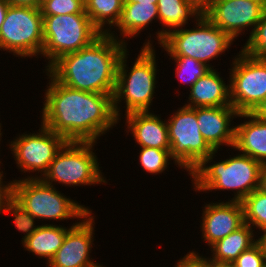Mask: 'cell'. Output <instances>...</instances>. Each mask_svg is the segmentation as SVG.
I'll return each mask as SVG.
<instances>
[{
    "label": "cell",
    "mask_w": 266,
    "mask_h": 267,
    "mask_svg": "<svg viewBox=\"0 0 266 267\" xmlns=\"http://www.w3.org/2000/svg\"><path fill=\"white\" fill-rule=\"evenodd\" d=\"M197 10L204 14L216 0H188Z\"/></svg>",
    "instance_id": "cell-34"
},
{
    "label": "cell",
    "mask_w": 266,
    "mask_h": 267,
    "mask_svg": "<svg viewBox=\"0 0 266 267\" xmlns=\"http://www.w3.org/2000/svg\"><path fill=\"white\" fill-rule=\"evenodd\" d=\"M1 170V167H0ZM3 171H0V214L7 207V204L14 198V183L15 180L6 183L3 181ZM6 184H4V183Z\"/></svg>",
    "instance_id": "cell-33"
},
{
    "label": "cell",
    "mask_w": 266,
    "mask_h": 267,
    "mask_svg": "<svg viewBox=\"0 0 266 267\" xmlns=\"http://www.w3.org/2000/svg\"><path fill=\"white\" fill-rule=\"evenodd\" d=\"M131 68L127 65L129 51L126 48L120 56L116 88L113 95V109L117 119L121 120V102L124 101L125 114L133 112L151 111L157 83V64L154 46L150 39H146ZM128 68L130 70H128ZM130 71V72H128ZM120 103V104H119ZM120 105V106H119Z\"/></svg>",
    "instance_id": "cell-3"
},
{
    "label": "cell",
    "mask_w": 266,
    "mask_h": 267,
    "mask_svg": "<svg viewBox=\"0 0 266 267\" xmlns=\"http://www.w3.org/2000/svg\"><path fill=\"white\" fill-rule=\"evenodd\" d=\"M217 151L207 156L190 172L195 191H233L231 201L241 202L259 188L262 164L250 156L238 154L220 162L213 161ZM214 163H211V162ZM207 164V165H206ZM209 164V165H208ZM212 164V165H210Z\"/></svg>",
    "instance_id": "cell-4"
},
{
    "label": "cell",
    "mask_w": 266,
    "mask_h": 267,
    "mask_svg": "<svg viewBox=\"0 0 266 267\" xmlns=\"http://www.w3.org/2000/svg\"><path fill=\"white\" fill-rule=\"evenodd\" d=\"M251 114L266 122V98L251 112Z\"/></svg>",
    "instance_id": "cell-36"
},
{
    "label": "cell",
    "mask_w": 266,
    "mask_h": 267,
    "mask_svg": "<svg viewBox=\"0 0 266 267\" xmlns=\"http://www.w3.org/2000/svg\"><path fill=\"white\" fill-rule=\"evenodd\" d=\"M79 222L73 223L68 228L62 225L42 224L25 241L22 242L26 251L39 258L47 259L48 263L53 259L58 249L62 246L66 233Z\"/></svg>",
    "instance_id": "cell-21"
},
{
    "label": "cell",
    "mask_w": 266,
    "mask_h": 267,
    "mask_svg": "<svg viewBox=\"0 0 266 267\" xmlns=\"http://www.w3.org/2000/svg\"><path fill=\"white\" fill-rule=\"evenodd\" d=\"M241 203L245 223L259 231H266V193L255 189Z\"/></svg>",
    "instance_id": "cell-25"
},
{
    "label": "cell",
    "mask_w": 266,
    "mask_h": 267,
    "mask_svg": "<svg viewBox=\"0 0 266 267\" xmlns=\"http://www.w3.org/2000/svg\"><path fill=\"white\" fill-rule=\"evenodd\" d=\"M155 19L159 21L157 4L124 2L120 18L113 27L120 31L119 36H121L118 37V35H114L113 32L115 31H109L107 34L111 38H116L118 41L126 43V40H123V38L127 39L128 37L130 39L131 37L134 38L138 36V34H140L144 28L146 29L149 27L148 25L153 23ZM121 37L123 38L121 39Z\"/></svg>",
    "instance_id": "cell-20"
},
{
    "label": "cell",
    "mask_w": 266,
    "mask_h": 267,
    "mask_svg": "<svg viewBox=\"0 0 266 267\" xmlns=\"http://www.w3.org/2000/svg\"><path fill=\"white\" fill-rule=\"evenodd\" d=\"M9 5L10 4L7 0H0V29H1V25L3 24L5 20Z\"/></svg>",
    "instance_id": "cell-37"
},
{
    "label": "cell",
    "mask_w": 266,
    "mask_h": 267,
    "mask_svg": "<svg viewBox=\"0 0 266 267\" xmlns=\"http://www.w3.org/2000/svg\"><path fill=\"white\" fill-rule=\"evenodd\" d=\"M95 145L96 142L67 141L40 179L52 186L56 182L69 187L106 184L98 158L93 152Z\"/></svg>",
    "instance_id": "cell-7"
},
{
    "label": "cell",
    "mask_w": 266,
    "mask_h": 267,
    "mask_svg": "<svg viewBox=\"0 0 266 267\" xmlns=\"http://www.w3.org/2000/svg\"><path fill=\"white\" fill-rule=\"evenodd\" d=\"M44 1H46V0H39V3L41 4V3L44 2Z\"/></svg>",
    "instance_id": "cell-43"
},
{
    "label": "cell",
    "mask_w": 266,
    "mask_h": 267,
    "mask_svg": "<svg viewBox=\"0 0 266 267\" xmlns=\"http://www.w3.org/2000/svg\"><path fill=\"white\" fill-rule=\"evenodd\" d=\"M265 8L263 0H216L204 15L235 41L247 27L252 33Z\"/></svg>",
    "instance_id": "cell-13"
},
{
    "label": "cell",
    "mask_w": 266,
    "mask_h": 267,
    "mask_svg": "<svg viewBox=\"0 0 266 267\" xmlns=\"http://www.w3.org/2000/svg\"><path fill=\"white\" fill-rule=\"evenodd\" d=\"M209 267H234L232 263H219L209 260Z\"/></svg>",
    "instance_id": "cell-40"
},
{
    "label": "cell",
    "mask_w": 266,
    "mask_h": 267,
    "mask_svg": "<svg viewBox=\"0 0 266 267\" xmlns=\"http://www.w3.org/2000/svg\"><path fill=\"white\" fill-rule=\"evenodd\" d=\"M11 213L14 215V225L20 232H24V236L21 242L25 241L34 231H36L39 225H35V217H33L26 209L13 198L4 209L3 213Z\"/></svg>",
    "instance_id": "cell-29"
},
{
    "label": "cell",
    "mask_w": 266,
    "mask_h": 267,
    "mask_svg": "<svg viewBox=\"0 0 266 267\" xmlns=\"http://www.w3.org/2000/svg\"><path fill=\"white\" fill-rule=\"evenodd\" d=\"M194 22L195 28L182 27L170 31L159 47H162L169 56H188L213 69L214 66L209 62L230 49L234 40L204 14Z\"/></svg>",
    "instance_id": "cell-5"
},
{
    "label": "cell",
    "mask_w": 266,
    "mask_h": 267,
    "mask_svg": "<svg viewBox=\"0 0 266 267\" xmlns=\"http://www.w3.org/2000/svg\"><path fill=\"white\" fill-rule=\"evenodd\" d=\"M189 89L188 104L185 103L184 106L191 108L232 106L229 83L226 85L223 77L214 68L200 77Z\"/></svg>",
    "instance_id": "cell-19"
},
{
    "label": "cell",
    "mask_w": 266,
    "mask_h": 267,
    "mask_svg": "<svg viewBox=\"0 0 266 267\" xmlns=\"http://www.w3.org/2000/svg\"><path fill=\"white\" fill-rule=\"evenodd\" d=\"M263 235L259 236L258 239L256 238V243L260 246L261 251L266 259V231H263Z\"/></svg>",
    "instance_id": "cell-39"
},
{
    "label": "cell",
    "mask_w": 266,
    "mask_h": 267,
    "mask_svg": "<svg viewBox=\"0 0 266 267\" xmlns=\"http://www.w3.org/2000/svg\"><path fill=\"white\" fill-rule=\"evenodd\" d=\"M266 262L260 246L255 243L243 251L233 262L234 267H264Z\"/></svg>",
    "instance_id": "cell-31"
},
{
    "label": "cell",
    "mask_w": 266,
    "mask_h": 267,
    "mask_svg": "<svg viewBox=\"0 0 266 267\" xmlns=\"http://www.w3.org/2000/svg\"><path fill=\"white\" fill-rule=\"evenodd\" d=\"M167 120L173 163L188 174L215 152L203 138L196 118V108L184 106Z\"/></svg>",
    "instance_id": "cell-10"
},
{
    "label": "cell",
    "mask_w": 266,
    "mask_h": 267,
    "mask_svg": "<svg viewBox=\"0 0 266 267\" xmlns=\"http://www.w3.org/2000/svg\"><path fill=\"white\" fill-rule=\"evenodd\" d=\"M174 267H209V259L192 250L180 258Z\"/></svg>",
    "instance_id": "cell-32"
},
{
    "label": "cell",
    "mask_w": 266,
    "mask_h": 267,
    "mask_svg": "<svg viewBox=\"0 0 266 267\" xmlns=\"http://www.w3.org/2000/svg\"><path fill=\"white\" fill-rule=\"evenodd\" d=\"M127 45L104 33L89 46L61 56L47 71L72 89L114 94L118 62Z\"/></svg>",
    "instance_id": "cell-2"
},
{
    "label": "cell",
    "mask_w": 266,
    "mask_h": 267,
    "mask_svg": "<svg viewBox=\"0 0 266 267\" xmlns=\"http://www.w3.org/2000/svg\"><path fill=\"white\" fill-rule=\"evenodd\" d=\"M230 65L231 104L238 113H251L266 98V59L239 51Z\"/></svg>",
    "instance_id": "cell-11"
},
{
    "label": "cell",
    "mask_w": 266,
    "mask_h": 267,
    "mask_svg": "<svg viewBox=\"0 0 266 267\" xmlns=\"http://www.w3.org/2000/svg\"><path fill=\"white\" fill-rule=\"evenodd\" d=\"M241 51L249 57L266 59V8Z\"/></svg>",
    "instance_id": "cell-28"
},
{
    "label": "cell",
    "mask_w": 266,
    "mask_h": 267,
    "mask_svg": "<svg viewBox=\"0 0 266 267\" xmlns=\"http://www.w3.org/2000/svg\"><path fill=\"white\" fill-rule=\"evenodd\" d=\"M43 16L40 8L9 5L0 29V50L16 57H38L42 53Z\"/></svg>",
    "instance_id": "cell-9"
},
{
    "label": "cell",
    "mask_w": 266,
    "mask_h": 267,
    "mask_svg": "<svg viewBox=\"0 0 266 267\" xmlns=\"http://www.w3.org/2000/svg\"><path fill=\"white\" fill-rule=\"evenodd\" d=\"M253 231V228L245 223L236 231L211 245L209 248L212 256L208 259L219 263H232L243 251L256 243Z\"/></svg>",
    "instance_id": "cell-23"
},
{
    "label": "cell",
    "mask_w": 266,
    "mask_h": 267,
    "mask_svg": "<svg viewBox=\"0 0 266 267\" xmlns=\"http://www.w3.org/2000/svg\"><path fill=\"white\" fill-rule=\"evenodd\" d=\"M237 115L233 106L196 108L199 130L214 151L221 149L222 145L233 147L235 126L232 124L231 127V122Z\"/></svg>",
    "instance_id": "cell-16"
},
{
    "label": "cell",
    "mask_w": 266,
    "mask_h": 267,
    "mask_svg": "<svg viewBox=\"0 0 266 267\" xmlns=\"http://www.w3.org/2000/svg\"><path fill=\"white\" fill-rule=\"evenodd\" d=\"M12 6L40 8L39 0H7Z\"/></svg>",
    "instance_id": "cell-35"
},
{
    "label": "cell",
    "mask_w": 266,
    "mask_h": 267,
    "mask_svg": "<svg viewBox=\"0 0 266 267\" xmlns=\"http://www.w3.org/2000/svg\"><path fill=\"white\" fill-rule=\"evenodd\" d=\"M42 16L44 45L40 56L49 60L45 71L61 56L89 46L102 34L86 13Z\"/></svg>",
    "instance_id": "cell-6"
},
{
    "label": "cell",
    "mask_w": 266,
    "mask_h": 267,
    "mask_svg": "<svg viewBox=\"0 0 266 267\" xmlns=\"http://www.w3.org/2000/svg\"><path fill=\"white\" fill-rule=\"evenodd\" d=\"M266 193V164H264L260 171L259 188Z\"/></svg>",
    "instance_id": "cell-38"
},
{
    "label": "cell",
    "mask_w": 266,
    "mask_h": 267,
    "mask_svg": "<svg viewBox=\"0 0 266 267\" xmlns=\"http://www.w3.org/2000/svg\"><path fill=\"white\" fill-rule=\"evenodd\" d=\"M139 164L144 171L158 175L162 174L173 160L170 150H161L154 147H140ZM171 159V160H170Z\"/></svg>",
    "instance_id": "cell-27"
},
{
    "label": "cell",
    "mask_w": 266,
    "mask_h": 267,
    "mask_svg": "<svg viewBox=\"0 0 266 267\" xmlns=\"http://www.w3.org/2000/svg\"><path fill=\"white\" fill-rule=\"evenodd\" d=\"M157 7L159 22L163 27V30L161 28L155 32L158 44L170 31L182 28L188 24L190 18L197 20L202 15L188 0H158Z\"/></svg>",
    "instance_id": "cell-22"
},
{
    "label": "cell",
    "mask_w": 266,
    "mask_h": 267,
    "mask_svg": "<svg viewBox=\"0 0 266 267\" xmlns=\"http://www.w3.org/2000/svg\"><path fill=\"white\" fill-rule=\"evenodd\" d=\"M41 123L66 141L96 142L119 123L113 95L72 89L59 83L47 70Z\"/></svg>",
    "instance_id": "cell-1"
},
{
    "label": "cell",
    "mask_w": 266,
    "mask_h": 267,
    "mask_svg": "<svg viewBox=\"0 0 266 267\" xmlns=\"http://www.w3.org/2000/svg\"><path fill=\"white\" fill-rule=\"evenodd\" d=\"M203 208L200 231L209 247L245 224L241 202L219 200L205 204Z\"/></svg>",
    "instance_id": "cell-15"
},
{
    "label": "cell",
    "mask_w": 266,
    "mask_h": 267,
    "mask_svg": "<svg viewBox=\"0 0 266 267\" xmlns=\"http://www.w3.org/2000/svg\"><path fill=\"white\" fill-rule=\"evenodd\" d=\"M237 117L248 121L236 124L233 148L262 165L266 164V122L251 113H238Z\"/></svg>",
    "instance_id": "cell-18"
},
{
    "label": "cell",
    "mask_w": 266,
    "mask_h": 267,
    "mask_svg": "<svg viewBox=\"0 0 266 267\" xmlns=\"http://www.w3.org/2000/svg\"><path fill=\"white\" fill-rule=\"evenodd\" d=\"M95 220L92 211L73 226L48 267H102L90 258L94 242ZM92 259V260H91Z\"/></svg>",
    "instance_id": "cell-14"
},
{
    "label": "cell",
    "mask_w": 266,
    "mask_h": 267,
    "mask_svg": "<svg viewBox=\"0 0 266 267\" xmlns=\"http://www.w3.org/2000/svg\"><path fill=\"white\" fill-rule=\"evenodd\" d=\"M1 126H2V125H1V123H0V141L2 140V139H1V137H2V133H1L2 128H1ZM0 144H1V143H0ZM0 163H1V161H0ZM0 165H1V164H0Z\"/></svg>",
    "instance_id": "cell-42"
},
{
    "label": "cell",
    "mask_w": 266,
    "mask_h": 267,
    "mask_svg": "<svg viewBox=\"0 0 266 267\" xmlns=\"http://www.w3.org/2000/svg\"><path fill=\"white\" fill-rule=\"evenodd\" d=\"M158 0H126L125 2H137V3H153L157 4Z\"/></svg>",
    "instance_id": "cell-41"
},
{
    "label": "cell",
    "mask_w": 266,
    "mask_h": 267,
    "mask_svg": "<svg viewBox=\"0 0 266 267\" xmlns=\"http://www.w3.org/2000/svg\"><path fill=\"white\" fill-rule=\"evenodd\" d=\"M39 133L19 134L9 142L17 167L26 174L38 171L39 176H27L25 179H40L47 172L49 165L54 160L57 152L67 142L61 135L51 131L42 123Z\"/></svg>",
    "instance_id": "cell-12"
},
{
    "label": "cell",
    "mask_w": 266,
    "mask_h": 267,
    "mask_svg": "<svg viewBox=\"0 0 266 267\" xmlns=\"http://www.w3.org/2000/svg\"><path fill=\"white\" fill-rule=\"evenodd\" d=\"M40 11L42 15L86 13L84 0H46L41 3Z\"/></svg>",
    "instance_id": "cell-30"
},
{
    "label": "cell",
    "mask_w": 266,
    "mask_h": 267,
    "mask_svg": "<svg viewBox=\"0 0 266 267\" xmlns=\"http://www.w3.org/2000/svg\"><path fill=\"white\" fill-rule=\"evenodd\" d=\"M84 2L86 14L102 34L113 29L120 18L124 4L123 0H84Z\"/></svg>",
    "instance_id": "cell-24"
},
{
    "label": "cell",
    "mask_w": 266,
    "mask_h": 267,
    "mask_svg": "<svg viewBox=\"0 0 266 267\" xmlns=\"http://www.w3.org/2000/svg\"><path fill=\"white\" fill-rule=\"evenodd\" d=\"M170 57L171 58L169 59H173L176 64L175 74L181 84L182 82L187 85L189 84V87H191L200 77L204 76L211 69L202 62L188 56Z\"/></svg>",
    "instance_id": "cell-26"
},
{
    "label": "cell",
    "mask_w": 266,
    "mask_h": 267,
    "mask_svg": "<svg viewBox=\"0 0 266 267\" xmlns=\"http://www.w3.org/2000/svg\"><path fill=\"white\" fill-rule=\"evenodd\" d=\"M14 198L37 220H80L92 211L41 179H15Z\"/></svg>",
    "instance_id": "cell-8"
},
{
    "label": "cell",
    "mask_w": 266,
    "mask_h": 267,
    "mask_svg": "<svg viewBox=\"0 0 266 267\" xmlns=\"http://www.w3.org/2000/svg\"><path fill=\"white\" fill-rule=\"evenodd\" d=\"M127 133L133 135L140 147H154L170 150L167 121L150 112H133L125 115ZM127 123V124H126Z\"/></svg>",
    "instance_id": "cell-17"
}]
</instances>
